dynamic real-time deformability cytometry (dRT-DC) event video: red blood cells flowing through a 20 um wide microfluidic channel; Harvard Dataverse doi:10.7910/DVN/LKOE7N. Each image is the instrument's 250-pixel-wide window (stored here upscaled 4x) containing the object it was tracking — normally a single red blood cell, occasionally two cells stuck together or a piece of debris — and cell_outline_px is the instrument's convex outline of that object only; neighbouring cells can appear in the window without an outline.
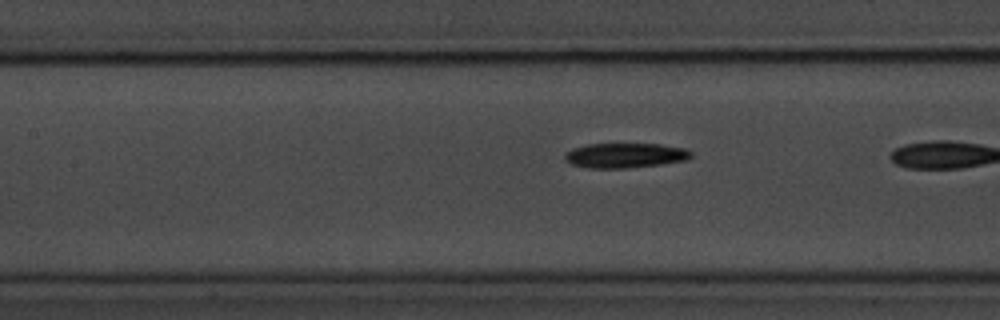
{"species": "common noctule bat (a hibernating species)", "species_latin": "Nyctalus noctula", "temperature_condition": "room temperature", "stored_images_in_passage": 21, "camera_frame_rate_fps": 3000, "um_per_image_px": 0.085, "animal": {"sex": "male", "body_mass_g": 20.1, "forearm_length_mm": 53.5}, "frame": {"image": 1, "passage_image": 18, "time_ms": 5.667, "image_size_px": [1000, 320], "cell_outline_px": [[692, 156], [688, 160], [660, 164], [624, 168], [588, 168], [572, 164], [564, 156], [572, 148], [588, 144], [660, 144], [684, 148], [692, 152]], "centroid_in_image_um": [53.17, 13.21], "position_along_channel_um": 154.2, "area_um2": 18.09}}